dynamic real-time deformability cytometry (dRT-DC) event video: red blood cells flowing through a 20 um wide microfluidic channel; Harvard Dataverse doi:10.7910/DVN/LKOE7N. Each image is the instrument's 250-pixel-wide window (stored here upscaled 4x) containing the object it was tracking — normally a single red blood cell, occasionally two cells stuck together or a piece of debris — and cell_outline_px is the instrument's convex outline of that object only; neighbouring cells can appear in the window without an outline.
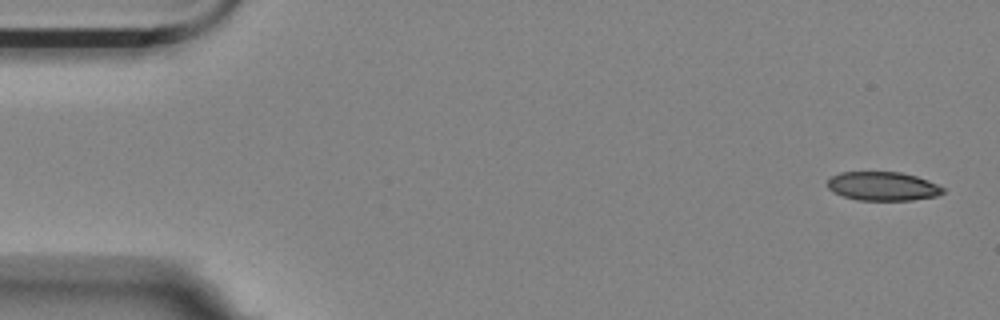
{"species": "Egyptian fruit bat (a non-hibernating species)", "species_latin": "Rousettus aegyptiacus", "temperature_condition": "room temperature", "stored_images_in_passage": 5, "camera_frame_rate_fps": 3000, "um_per_image_px": 0.085, "animal": {"sex": "female"}, "frame": {"image": 1, "passage_image": 1, "time_ms": 0.0, "image_size_px": [1000, 320], "cell_outline_px": [[944, 192], [936, 196], [912, 200], [856, 200], [832, 192], [828, 188], [828, 180], [832, 176], [840, 172], [900, 172], [916, 176], [928, 180], [944, 188]], "centroid_in_image_um": [75.02, 15.83], "position_along_channel_um": 10.0, "area_um2": 19.36}}
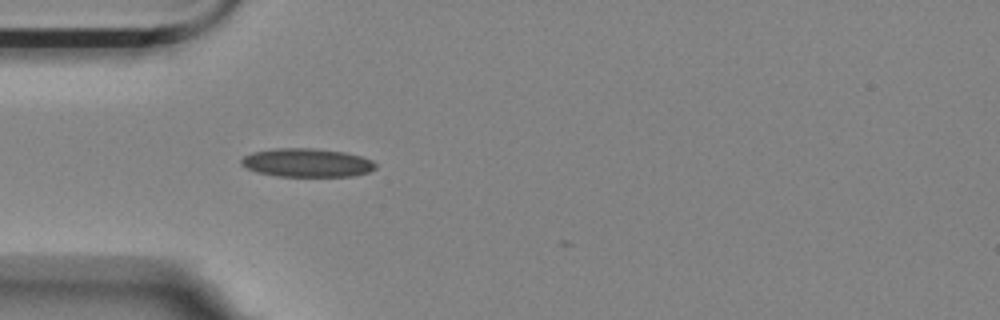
{"frame": {"image": 2, "passage_image": 5, "time_ms": 4.667, "image_size_px": [1000, 320], "cell_outline_px": [[376, 168], [368, 172], [352, 176], [276, 176], [256, 172], [240, 164], [240, 160], [244, 156], [252, 152], [276, 148], [312, 148], [344, 152], [360, 156], [372, 160], [376, 164]], "centroid_in_image_um": [26.07, 13.83], "position_along_channel_um": 58.9, "area_um2": 22.31}}